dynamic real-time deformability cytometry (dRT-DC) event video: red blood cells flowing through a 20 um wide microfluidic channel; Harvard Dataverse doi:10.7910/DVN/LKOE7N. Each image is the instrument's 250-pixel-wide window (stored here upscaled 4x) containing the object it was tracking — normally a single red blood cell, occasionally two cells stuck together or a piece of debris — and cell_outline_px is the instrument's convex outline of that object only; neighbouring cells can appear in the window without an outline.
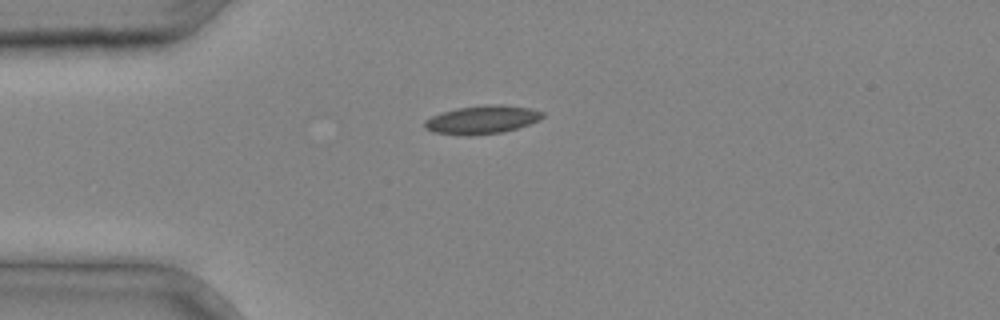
{"species": "common noctule bat (a hibernating species)", "species_latin": "Nyctalus noctula", "temperature_condition": "cold", "stored_images_in_passage": 26, "camera_frame_rate_fps": 3000, "um_per_image_px": 0.085, "animal": {"sex": "male", "body_mass_g": 20.4}, "frame": {"image": 1, "passage_image": 1, "time_ms": 0.0, "image_size_px": [1000, 320], "cell_outline_px": [[544, 116], [540, 120], [516, 128], [500, 132], [472, 136], [464, 136], [432, 132], [424, 128], [424, 120], [432, 116], [456, 108], [484, 104], [504, 104], [532, 108], [544, 112]], "centroid_in_image_um": [40.97, 10.17], "position_along_channel_um": 44.0, "area_um2": 19.71}}
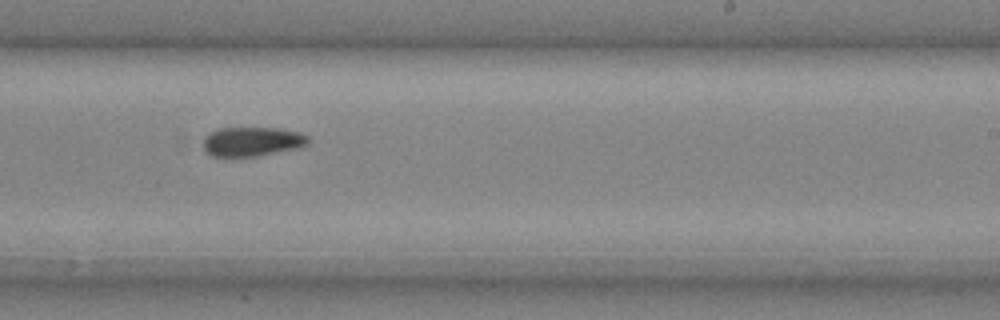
{"frame": {"image": 2, "passage_image": 15, "time_ms": 4.667, "image_size_px": [1000, 320], "cell_outline_px": [[308, 144], [300, 148], [256, 156], [212, 156], [204, 152], [204, 136], [220, 128], [276, 128], [300, 132], [308, 136]], "centroid_in_image_um": [21.44, 12.03], "position_along_channel_um": 267.6, "area_um2": 17.92}}
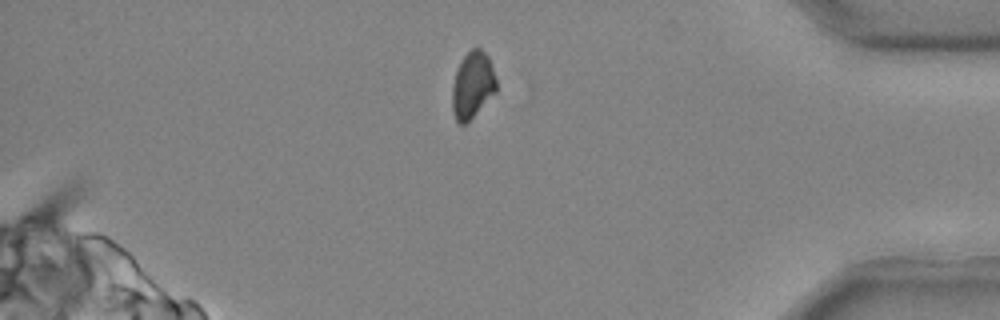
{"frame": {"image": 3, "passage_image": 24, "time_ms": 7.667, "image_size_px": [1000, 320], "cell_outline_px": [[496, 92], [464, 124], [460, 124], [456, 120], [452, 112], [452, 88], [456, 72], [464, 56], [472, 48], [480, 48], [488, 56], [496, 76]], "centroid_in_image_um": [40.17, 7.22], "position_along_channel_um": 395.0, "area_um2": 16.82}}